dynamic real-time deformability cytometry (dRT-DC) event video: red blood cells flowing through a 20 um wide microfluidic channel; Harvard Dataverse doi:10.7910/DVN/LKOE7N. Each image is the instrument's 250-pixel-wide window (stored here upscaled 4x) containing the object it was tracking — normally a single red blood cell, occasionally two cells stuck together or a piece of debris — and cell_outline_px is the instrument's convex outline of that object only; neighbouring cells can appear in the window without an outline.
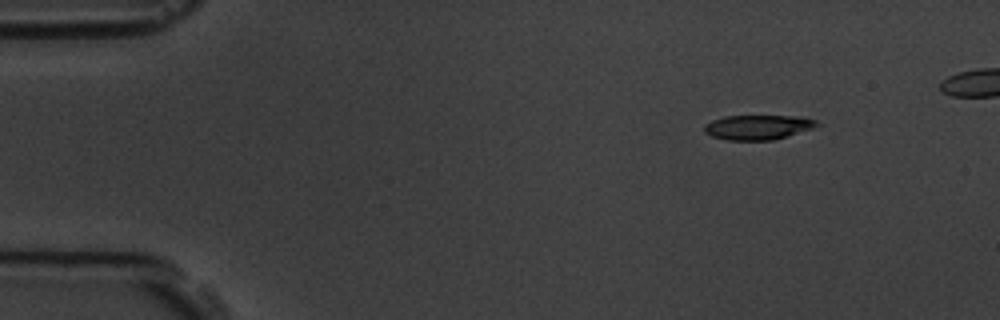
{"species": "common noctule bat (a hibernating species)", "species_latin": "Nyctalus noctula", "temperature_condition": "room temperature", "stored_images_in_passage": 4, "camera_frame_rate_fps": 3000, "um_per_image_px": 0.085, "animal": {"sex": "male", "body_mass_g": 19.5, "forearm_length_mm": 54.6}, "frame": {"image": 1, "passage_image": 1, "time_ms": 0.0, "image_size_px": [1000, 320], "cell_outline_px": [[820, 124], [812, 128], [772, 140], [728, 140], [712, 136], [704, 132], [704, 124], [712, 120], [724, 116], [796, 116], [816, 120]], "centroid_in_image_um": [64.37, 10.81], "position_along_channel_um": 20.6, "area_um2": 16.01}}